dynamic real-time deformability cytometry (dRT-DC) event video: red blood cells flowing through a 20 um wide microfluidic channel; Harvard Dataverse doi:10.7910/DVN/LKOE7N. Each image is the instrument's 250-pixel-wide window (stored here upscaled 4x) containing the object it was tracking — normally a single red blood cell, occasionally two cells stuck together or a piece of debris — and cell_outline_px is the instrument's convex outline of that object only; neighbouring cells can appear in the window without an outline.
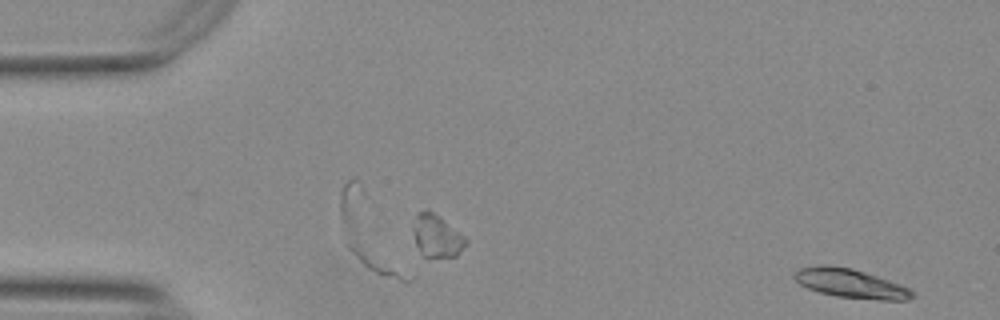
{"species": "Egyptian fruit bat (a non-hibernating species)", "species_latin": "Rousettus aegyptiacus", "temperature_condition": "warm", "stored_images_in_passage": 42, "camera_frame_rate_fps": 3000, "um_per_image_px": 0.085, "animal": {"sex": "female"}, "frame": {"image": 1, "passage_image": 1, "time_ms": 0.0, "image_size_px": [1000, 320], "cell_outline_px": [[916, 296], [908, 300], [876, 300], [836, 296], [820, 292], [808, 288], [800, 284], [792, 276], [792, 272], [800, 268], [852, 268], [900, 284], [908, 288]], "centroid_in_image_um": [72.36, 24.15], "position_along_channel_um": 12.6, "area_um2": 19.13}}
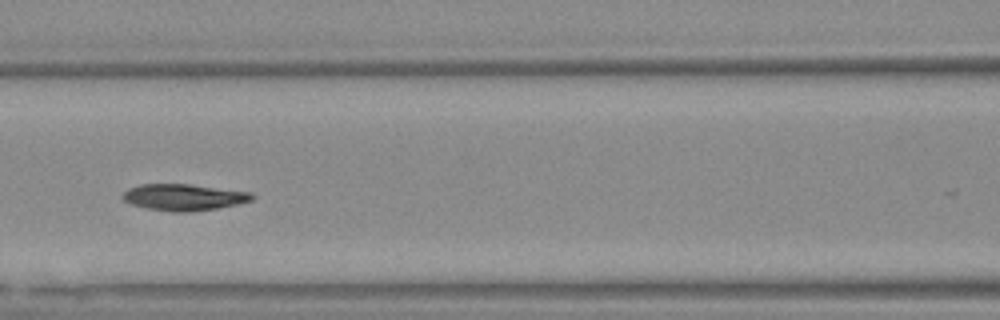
{"frame": {"image": 2, "passage_image": 22, "time_ms": 7.0, "image_size_px": [1000, 320], "cell_outline_px": [[256, 196], [252, 200], [236, 204], [216, 208], [192, 212], [172, 212], [148, 208], [132, 204], [124, 200], [120, 196], [128, 188], [140, 184], [188, 184], [252, 192]], "centroid_in_image_um": [15.62, 16.76], "position_along_channel_um": 151.0, "area_um2": 19.94}}
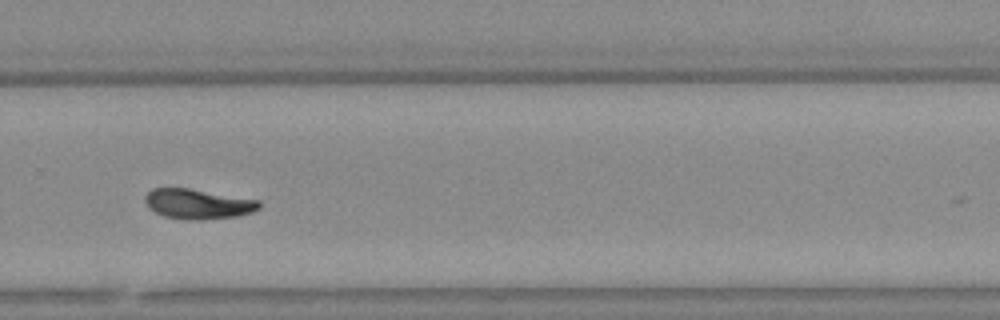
{"frame": {"image": 3, "passage_image": 35, "time_ms": 11.333, "image_size_px": [1000, 320], "cell_outline_px": [[260, 208], [252, 212], [236, 216], [200, 220], [180, 220], [164, 216], [148, 208], [144, 200], [144, 196], [152, 188], [188, 188], [260, 200]], "centroid_in_image_um": [16.79, 17.34], "position_along_channel_um": 313.0, "area_um2": 20.06}, "authors_computed_cell_mechanics": {"area_um2": 19.5075, "velocity_mm_per_s": 3.7557, "shape_relaxation_time_tau1_ms": 4.431, "shape_relaxation_time_tau2_ms": 9.9512, "deformation_change_tau1": 0.1492, "deformation_change_tau2": 0.1534}}